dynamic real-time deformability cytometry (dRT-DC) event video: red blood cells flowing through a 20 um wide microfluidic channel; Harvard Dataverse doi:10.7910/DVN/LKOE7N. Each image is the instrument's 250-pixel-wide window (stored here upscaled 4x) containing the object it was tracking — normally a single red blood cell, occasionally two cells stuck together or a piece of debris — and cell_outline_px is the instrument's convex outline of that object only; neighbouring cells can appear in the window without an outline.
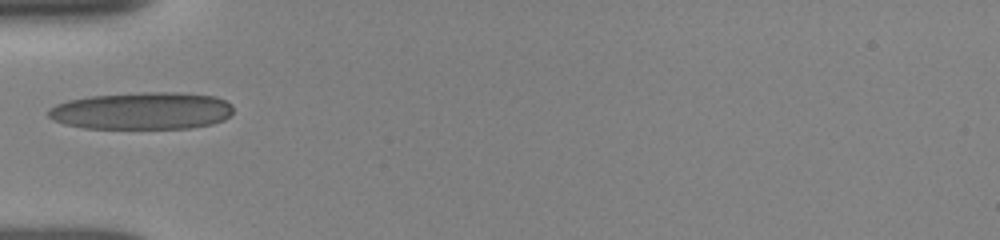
{"species": "human", "species_latin": "Homo sapiens", "temperature_condition": "room temperature", "stored_images_in_passage": 32, "camera_frame_rate_fps": 3000, "um_per_image_px": 0.085, "donor": {"sex": "female"}, "frame": {"image": 1, "passage_image": 1, "time_ms": 0.0, "image_size_px": [1000, 240], "cell_outline_px": [[232, 112], [224, 120], [212, 124], [192, 128], [84, 128], [64, 124], [52, 120], [48, 116], [48, 108], [56, 104], [68, 100], [88, 96], [144, 92], [176, 92], [216, 96], [232, 104]], "centroid_in_image_um": [12.06, 9.42], "position_along_channel_um": 72.9, "area_um2": 40.4}}